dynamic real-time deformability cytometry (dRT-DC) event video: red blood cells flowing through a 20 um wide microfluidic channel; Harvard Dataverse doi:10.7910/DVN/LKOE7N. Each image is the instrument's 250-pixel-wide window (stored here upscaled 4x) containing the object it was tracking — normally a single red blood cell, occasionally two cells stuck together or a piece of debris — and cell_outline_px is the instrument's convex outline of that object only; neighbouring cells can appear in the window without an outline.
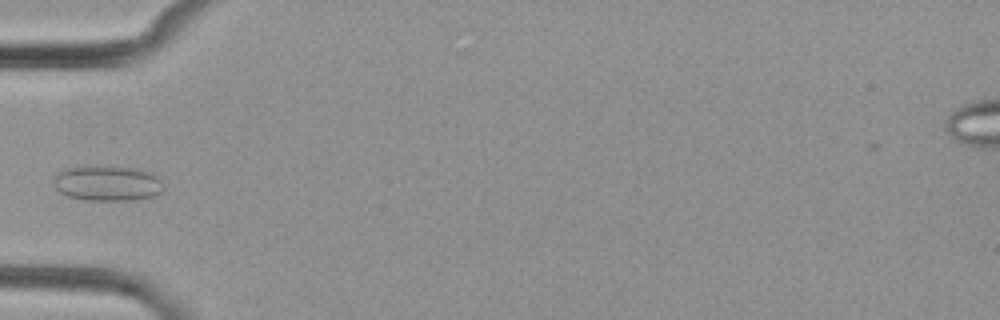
{"species": "common noctule bat (a hibernating species)", "species_latin": "Nyctalus noctula", "temperature_condition": "cold", "stored_images_in_passage": 6, "camera_frame_rate_fps": 3000, "um_per_image_px": 0.085, "animal": {"sex": "female", "body_mass_g": 29.2, "forearm_length_mm": 56.3}, "frame": {"image": 1, "passage_image": 6, "time_ms": 5.667, "image_size_px": [1000, 320], "cell_outline_px": [[164, 188], [160, 192], [152, 196], [132, 200], [88, 200], [68, 196], [60, 192], [56, 188], [52, 180], [60, 172], [76, 164], [112, 164], [140, 168], [156, 176], [160, 180]], "centroid_in_image_um": [9.1, 15.51], "position_along_channel_um": 75.9, "area_um2": 23.35}}